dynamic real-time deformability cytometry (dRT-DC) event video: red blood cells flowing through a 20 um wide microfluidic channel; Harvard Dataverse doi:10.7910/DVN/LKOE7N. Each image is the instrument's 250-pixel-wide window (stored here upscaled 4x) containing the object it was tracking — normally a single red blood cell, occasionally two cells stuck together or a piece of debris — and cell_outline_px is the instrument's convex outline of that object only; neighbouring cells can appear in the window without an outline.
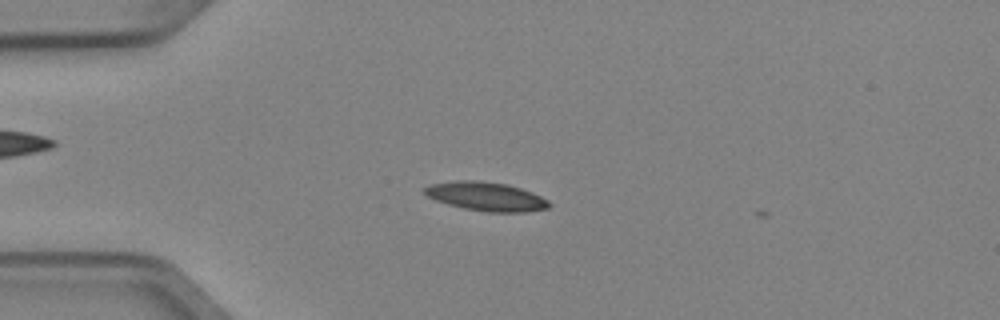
{"species": "Egyptian fruit bat (a non-hibernating species)", "species_latin": "Rousettus aegyptiacus", "temperature_condition": "cold", "stored_images_in_passage": 5, "camera_frame_rate_fps": 3000, "um_per_image_px": 0.085, "animal": {"sex": "female"}, "frame": {"image": 1, "passage_image": 3, "time_ms": 0.667, "image_size_px": [1000, 320], "cell_outline_px": [[552, 204], [548, 208], [528, 212], [488, 212], [464, 208], [448, 204], [436, 200], [428, 196], [420, 188], [428, 184], [456, 180], [476, 180], [508, 184], [532, 192], [548, 200]], "centroid_in_image_um": [41.3, 16.69], "position_along_channel_um": 43.7, "area_um2": 21.1}}
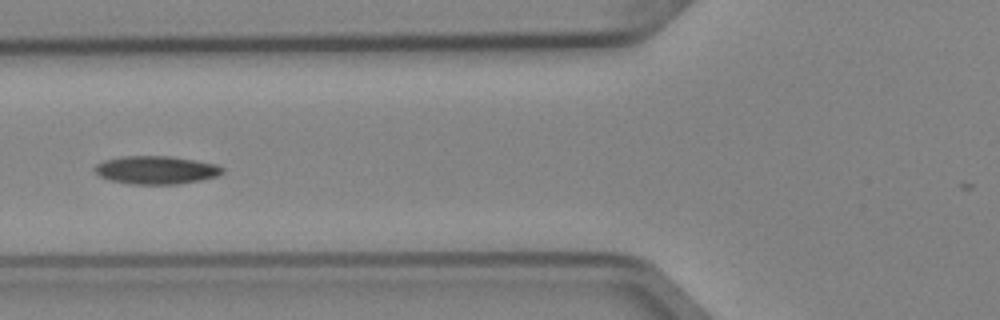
{"frame": {"image": 2, "passage_image": 5, "time_ms": 1.333, "image_size_px": [1000, 320], "cell_outline_px": [[224, 172], [220, 176], [200, 180], [176, 184], [132, 184], [112, 180], [100, 176], [92, 168], [96, 164], [104, 160], [124, 156], [168, 156], [216, 164], [224, 168]], "centroid_in_image_um": [13.28, 14.45], "position_along_channel_um": 112.5, "area_um2": 20.81}}